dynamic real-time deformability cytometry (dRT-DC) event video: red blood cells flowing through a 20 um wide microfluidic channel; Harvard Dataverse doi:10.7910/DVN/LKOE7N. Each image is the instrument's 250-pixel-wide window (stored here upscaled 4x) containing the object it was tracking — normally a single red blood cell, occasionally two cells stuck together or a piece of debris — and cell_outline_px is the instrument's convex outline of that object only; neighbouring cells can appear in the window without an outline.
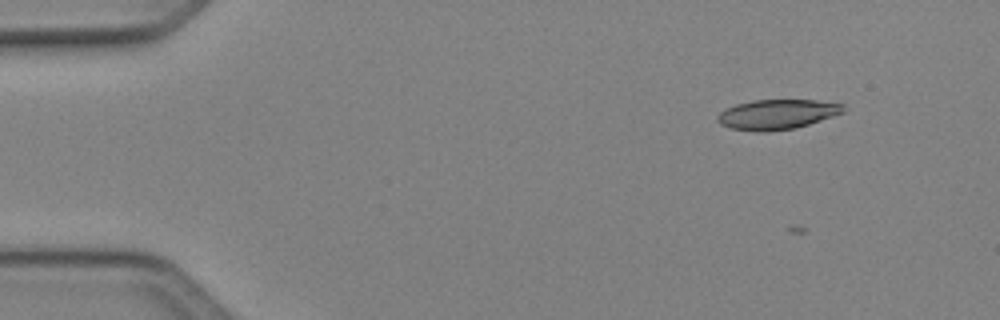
{"species": "Egyptian fruit bat (a non-hibernating species)", "species_latin": "Rousettus aegyptiacus", "temperature_condition": "cold", "stored_images_in_passage": 19, "camera_frame_rate_fps": 3000, "um_per_image_px": 0.085, "animal": {"sex": "female"}, "frame": {"image": 1, "passage_image": 1, "time_ms": 0.0, "image_size_px": [1000, 320], "cell_outline_px": [[844, 112], [796, 128], [764, 132], [756, 132], [732, 128], [720, 124], [716, 120], [716, 116], [724, 108], [736, 104], [752, 100], [816, 100], [844, 104]], "centroid_in_image_um": [66.01, 9.72], "position_along_channel_um": 19.0, "area_um2": 21.96}}
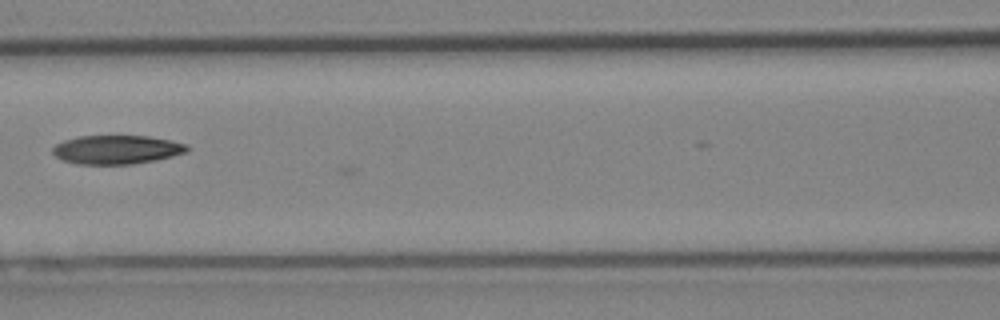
{"frame": {"image": 2, "passage_image": 18, "time_ms": 5.667, "image_size_px": [1000, 320], "cell_outline_px": [[188, 152], [156, 160], [132, 164], [76, 164], [64, 160], [56, 156], [52, 152], [52, 148], [56, 144], [64, 140], [80, 136], [148, 136], [172, 140], [188, 144]], "centroid_in_image_um": [9.95, 12.71], "position_along_channel_um": 156.7, "area_um2": 22.6}}